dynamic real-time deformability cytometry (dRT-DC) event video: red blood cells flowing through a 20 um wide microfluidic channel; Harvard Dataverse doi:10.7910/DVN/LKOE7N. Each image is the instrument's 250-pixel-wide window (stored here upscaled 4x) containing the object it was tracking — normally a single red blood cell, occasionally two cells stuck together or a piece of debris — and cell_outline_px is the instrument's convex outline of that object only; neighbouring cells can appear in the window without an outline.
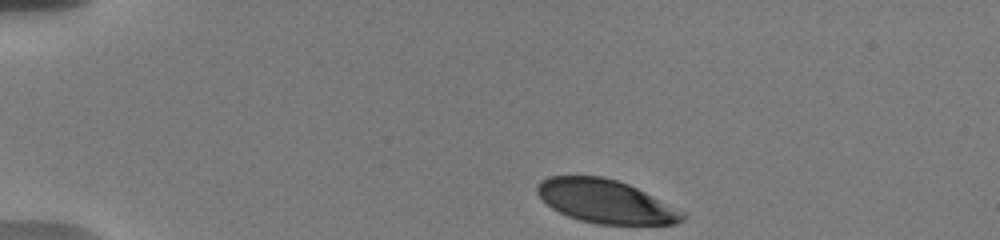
{"species": "human", "species_latin": "Homo sapiens", "temperature_condition": "warm", "stored_images_in_passage": 35, "camera_frame_rate_fps": 3000, "um_per_image_px": 0.085, "donor": {"sex": "male"}, "frame": {"image": 1, "passage_image": 1, "time_ms": 0.0, "image_size_px": [1000, 240], "cell_outline_px": [[688, 216], [684, 220], [676, 224], [596, 224], [580, 220], [568, 216], [552, 208], [536, 192], [536, 184], [540, 180], [548, 176], [604, 176], [628, 184], [684, 212]], "centroid_in_image_um": [51.46, 17.12], "position_along_channel_um": 33.5, "area_um2": 36.53}}
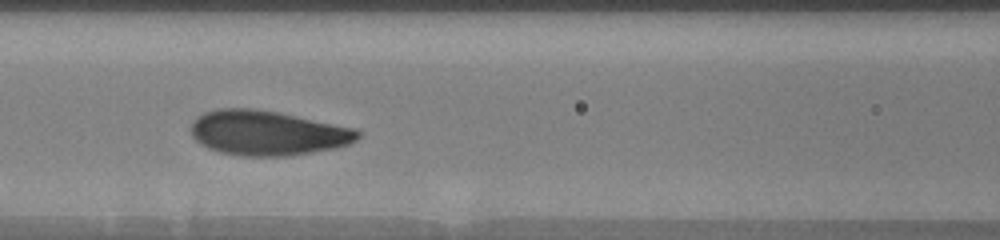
{"frame": {"image": 2, "passage_image": 13, "time_ms": 5.0, "image_size_px": [1000, 240], "cell_outline_px": [[360, 136], [356, 140], [348, 144], [336, 148], [288, 156], [240, 156], [220, 152], [208, 148], [200, 144], [192, 136], [192, 120], [196, 116], [204, 112], [216, 108], [256, 108], [280, 112], [356, 128], [360, 132]], "centroid_in_image_um": [22.72, 11.29], "position_along_channel_um": 143.9, "area_um2": 43.99}}
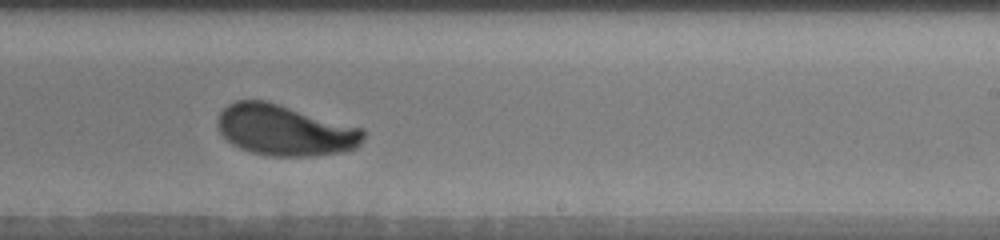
{"frame": {"image": 3, "passage_image": 22, "time_ms": 8.333, "image_size_px": [1000, 240], "cell_outline_px": [[364, 136], [360, 144], [356, 148], [340, 152], [312, 156], [268, 156], [252, 152], [240, 148], [232, 144], [216, 128], [216, 120], [220, 112], [228, 104], [236, 100], [268, 100], [364, 128]], "centroid_in_image_um": [24.2, 11.05], "position_along_channel_um": 264.8, "area_um2": 43.64}, "authors_computed_cell_mechanics": {"area_um2": 43.639, "velocity_mm_per_s": 3.6324, "shape_relaxation_time_tau1_ms": 3.2313, "shape_relaxation_time_tau2_ms": null, "deformation_change_tau1": 0.1648, "deformation_change_tau2": null}}